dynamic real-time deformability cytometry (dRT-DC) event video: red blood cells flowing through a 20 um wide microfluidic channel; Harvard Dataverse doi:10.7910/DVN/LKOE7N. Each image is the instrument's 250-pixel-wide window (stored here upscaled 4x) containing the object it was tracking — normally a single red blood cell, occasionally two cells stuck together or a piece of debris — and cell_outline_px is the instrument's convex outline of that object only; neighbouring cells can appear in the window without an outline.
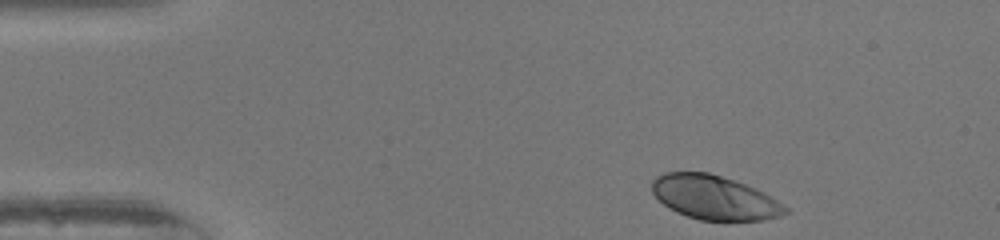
{"species": "human", "species_latin": "Homo sapiens", "temperature_condition": "warm", "stored_images_in_passage": 45, "camera_frame_rate_fps": 3000, "um_per_image_px": 0.085, "donor": {"sex": "female"}, "frame": {"image": 1, "passage_image": 1, "time_ms": 0.0, "image_size_px": [1000, 240], "cell_outline_px": [[788, 212], [780, 216], [764, 220], [724, 224], [700, 220], [676, 212], [668, 208], [652, 192], [652, 180], [656, 176], [664, 172], [708, 172], [756, 188], [764, 192], [788, 208]], "centroid_in_image_um": [60.74, 16.84], "position_along_channel_um": 24.3, "area_um2": 34.97}}
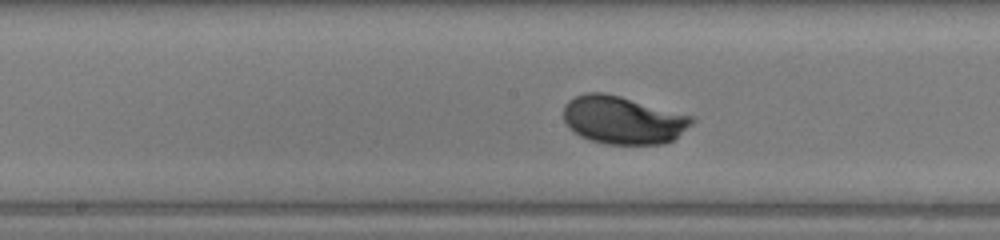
{"frame": {"image": 2, "passage_image": 20, "time_ms": 6.333, "image_size_px": [1000, 240], "cell_outline_px": [[696, 120], [692, 124], [672, 140], [664, 144], [608, 144], [592, 140], [580, 136], [568, 128], [564, 120], [564, 104], [568, 100], [584, 92], [604, 92], [620, 96], [692, 116]], "centroid_in_image_um": [52.92, 10.19], "position_along_channel_um": 195.3, "area_um2": 35.72}}
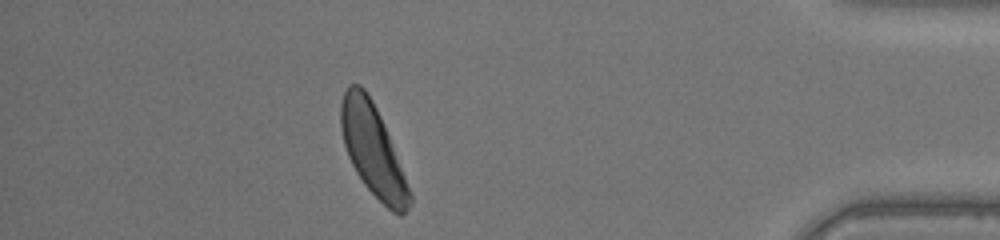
{"frame": {"image": 3, "passage_image": 39, "time_ms": 12.667, "image_size_px": [1000, 240], "cell_outline_px": [[412, 204], [400, 216], [392, 212], [364, 184], [356, 172], [348, 156], [344, 144], [340, 128], [340, 104], [344, 92], [348, 84], [360, 84], [364, 88], [372, 100], [380, 116], [412, 192]], "centroid_in_image_um": [31.69, 12.76], "position_along_channel_um": 403.5, "area_um2": 36.24}, "authors_computed_cell_mechanics": {"area_um2": 35.2002, "velocity_mm_per_s": 4.0185, "shape_relaxation_time_tau1_ms": 2.0242, "shape_relaxation_time_tau2_ms": null, "deformation_change_tau1": 0.1633, "deformation_change_tau2": null}}